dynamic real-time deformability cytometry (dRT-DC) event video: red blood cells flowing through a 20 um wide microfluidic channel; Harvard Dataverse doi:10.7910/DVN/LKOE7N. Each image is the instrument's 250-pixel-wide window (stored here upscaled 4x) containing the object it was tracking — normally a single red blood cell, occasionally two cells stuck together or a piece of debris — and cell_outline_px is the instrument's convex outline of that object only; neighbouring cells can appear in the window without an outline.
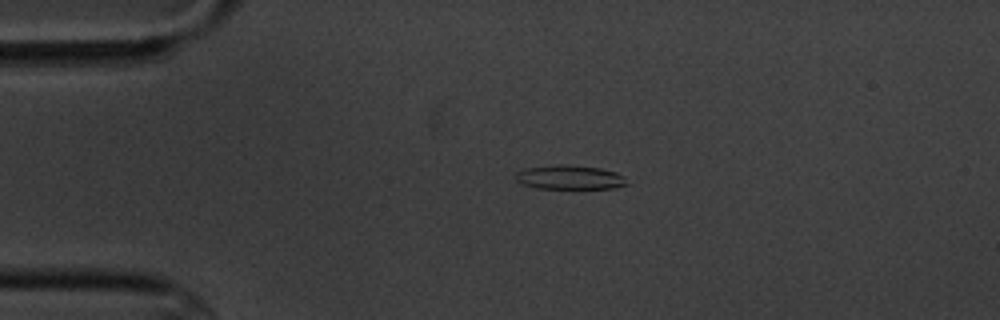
{"species": "common noctule bat (a hibernating species)", "species_latin": "Nyctalus noctula", "temperature_condition": "cold", "stored_images_in_passage": 4, "camera_frame_rate_fps": 3000, "um_per_image_px": 0.085, "animal": {"sex": "male", "body_mass_g": 20.1, "forearm_length_mm": 53.5}, "frame": {"image": 1, "passage_image": 3, "time_ms": 2.0, "image_size_px": [1000, 320], "cell_outline_px": [[628, 184], [612, 188], [536, 188], [520, 184], [516, 180], [516, 172], [524, 168], [556, 164], [568, 164], [600, 168], [616, 172], [624, 176]], "centroid_in_image_um": [48.39, 15.06], "position_along_channel_um": 36.6, "area_um2": 15.78}}